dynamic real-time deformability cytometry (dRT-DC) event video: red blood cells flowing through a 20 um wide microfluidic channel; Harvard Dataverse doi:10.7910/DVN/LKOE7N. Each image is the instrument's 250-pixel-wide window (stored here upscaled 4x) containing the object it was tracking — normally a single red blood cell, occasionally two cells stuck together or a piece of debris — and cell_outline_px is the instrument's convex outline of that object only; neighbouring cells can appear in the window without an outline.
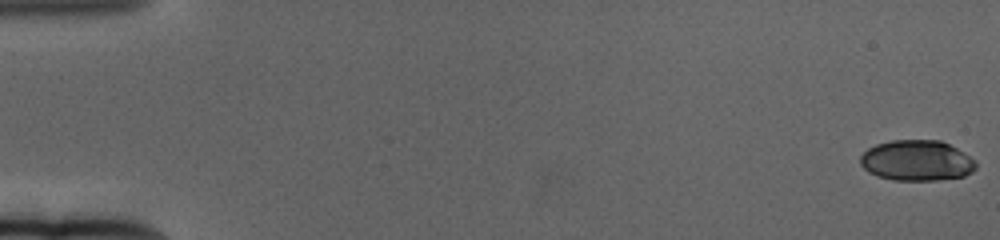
{"species": "human", "species_latin": "Homo sapiens", "temperature_condition": "cold", "stored_images_in_passage": 64, "camera_frame_rate_fps": 3000, "um_per_image_px": 0.085, "donor": {"sex": "female"}, "frame": {"image": 1, "passage_image": 1, "time_ms": 0.0, "image_size_px": [1000, 240], "cell_outline_px": [[976, 168], [972, 172], [964, 176], [936, 180], [892, 180], [876, 176], [868, 172], [860, 164], [860, 156], [868, 148], [876, 144], [892, 140], [940, 140], [964, 152], [976, 160]], "centroid_in_image_um": [77.92, 13.65], "position_along_channel_um": 7.1, "area_um2": 27.51}}
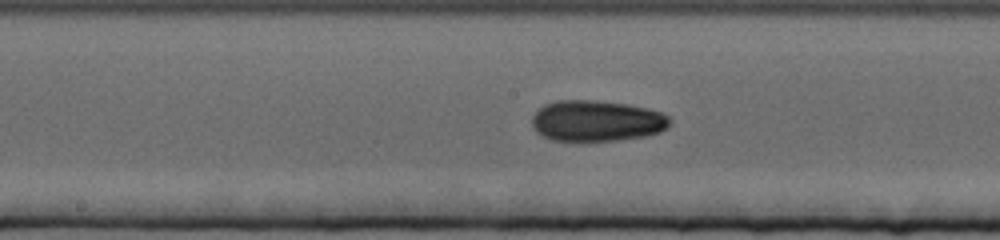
{"frame": {"image": 2, "passage_image": 35, "time_ms": 11.333, "image_size_px": [1000, 240], "cell_outline_px": [[672, 124], [660, 132], [644, 136], [616, 140], [552, 140], [536, 132], [532, 128], [532, 116], [536, 108], [544, 104], [556, 100], [596, 100], [628, 104], [648, 108], [660, 112], [668, 116], [672, 120]], "centroid_in_image_um": [50.7, 10.25], "position_along_channel_um": 197.5, "area_um2": 33.18}}
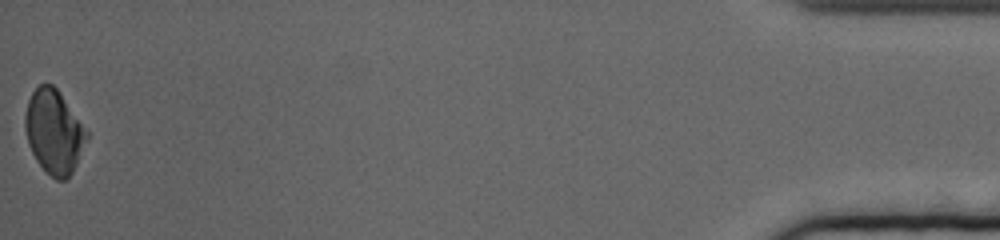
{"frame": {"image": 3, "passage_image": 64, "time_ms": 21.0, "image_size_px": [1000, 240], "cell_outline_px": [[88, 140], [72, 172], [64, 180], [56, 180], [36, 160], [28, 144], [24, 128], [24, 116], [28, 100], [32, 92], [40, 84], [52, 84], [60, 92], [88, 132]], "centroid_in_image_um": [4.58, 11.18], "position_along_channel_um": 430.6, "area_um2": 29.88}, "authors_computed_cell_mechanics": {"area_um2": 30.8363, "velocity_mm_per_s": 3.3342, "shape_relaxation_time_tau1_ms": 9.7493, "shape_relaxation_time_tau2_ms": 7.1548, "deformation_change_tau1": 0.1692, "deformation_change_tau2": 0.1132}}